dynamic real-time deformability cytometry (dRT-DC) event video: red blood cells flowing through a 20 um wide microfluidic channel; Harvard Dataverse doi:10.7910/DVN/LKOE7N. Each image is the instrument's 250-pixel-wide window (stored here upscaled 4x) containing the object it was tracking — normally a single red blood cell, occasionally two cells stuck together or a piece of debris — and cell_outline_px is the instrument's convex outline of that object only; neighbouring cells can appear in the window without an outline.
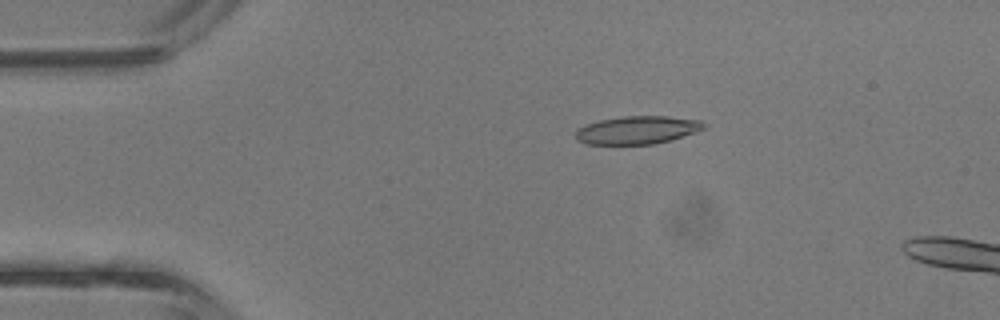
{"species": "common noctule bat (a hibernating species)", "species_latin": "Nyctalus noctula", "temperature_condition": "room temperature", "stored_images_in_passage": 38, "camera_frame_rate_fps": 3000, "um_per_image_px": 0.085, "animal": {"sex": "male", "body_mass_g": 13.3}, "frame": {"image": 1, "passage_image": 5, "time_ms": 1.333, "image_size_px": [1000, 320], "cell_outline_px": [[704, 128], [696, 132], [656, 144], [588, 144], [576, 140], [576, 132], [580, 128], [588, 124], [600, 120], [624, 116], [668, 116], [700, 120], [704, 124]], "centroid_in_image_um": [54.18, 11.05], "position_along_channel_um": 30.8, "area_um2": 20.69}}
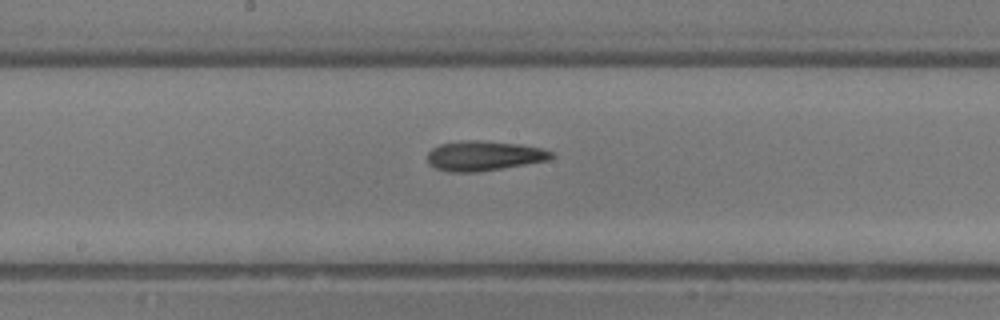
{"frame": {"image": 2, "passage_image": 19, "time_ms": 6.0, "image_size_px": [1000, 320], "cell_outline_px": [[556, 156], [548, 160], [476, 172], [448, 172], [436, 168], [428, 164], [428, 152], [432, 148], [440, 144], [464, 140], [480, 140], [520, 144], [540, 148], [552, 152]], "centroid_in_image_um": [41.1, 13.24], "position_along_channel_um": 207.1, "area_um2": 21.44}}
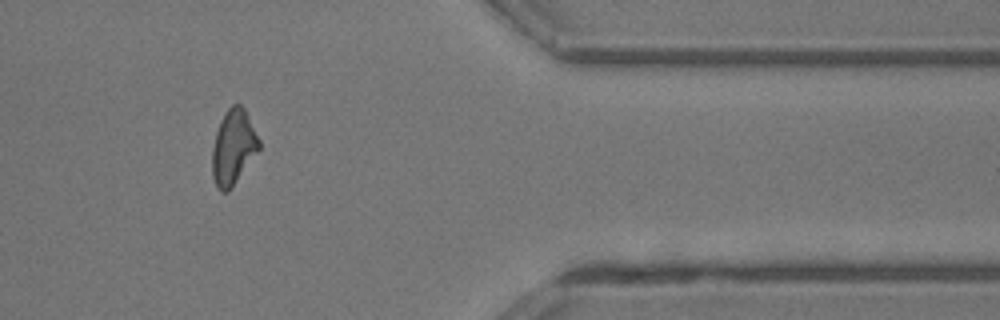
{"frame": {"image": 3, "passage_image": 32, "time_ms": 10.333, "image_size_px": [1000, 320], "cell_outline_px": [[260, 148], [232, 188], [228, 192], [220, 192], [216, 188], [212, 176], [212, 148], [216, 132], [220, 120], [224, 112], [232, 104], [240, 104], [244, 108], [260, 140]], "centroid_in_image_um": [19.81, 12.53], "position_along_channel_um": 391.6, "area_um2": 20.63}}